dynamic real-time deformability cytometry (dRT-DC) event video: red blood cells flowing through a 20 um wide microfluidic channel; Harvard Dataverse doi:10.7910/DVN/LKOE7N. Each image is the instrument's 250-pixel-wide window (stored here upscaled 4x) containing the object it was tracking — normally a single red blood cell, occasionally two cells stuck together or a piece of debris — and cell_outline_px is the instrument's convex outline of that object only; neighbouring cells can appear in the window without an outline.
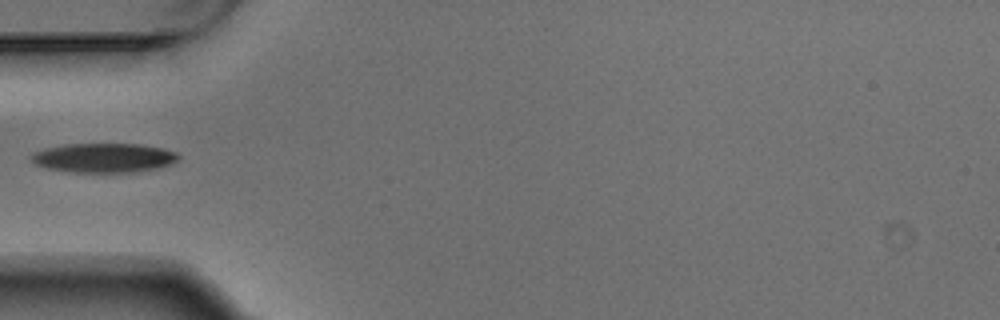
{"species": "Egyptian fruit bat (a non-hibernating species)", "species_latin": "Rousettus aegyptiacus", "temperature_condition": "warm", "stored_images_in_passage": 2, "camera_frame_rate_fps": 3000, "um_per_image_px": 0.085, "animal": {"sex": "male"}, "frame": {"image": 1, "passage_image": 2, "time_ms": 0.333, "image_size_px": [1000, 320], "cell_outline_px": [[180, 156], [172, 164], [156, 168], [136, 172], [68, 172], [48, 168], [36, 164], [28, 160], [28, 156], [32, 152], [44, 148], [64, 144], [140, 144], [164, 148], [176, 152]], "centroid_in_image_um": [8.77, 13.41], "position_along_channel_um": 76.2, "area_um2": 25.43}}